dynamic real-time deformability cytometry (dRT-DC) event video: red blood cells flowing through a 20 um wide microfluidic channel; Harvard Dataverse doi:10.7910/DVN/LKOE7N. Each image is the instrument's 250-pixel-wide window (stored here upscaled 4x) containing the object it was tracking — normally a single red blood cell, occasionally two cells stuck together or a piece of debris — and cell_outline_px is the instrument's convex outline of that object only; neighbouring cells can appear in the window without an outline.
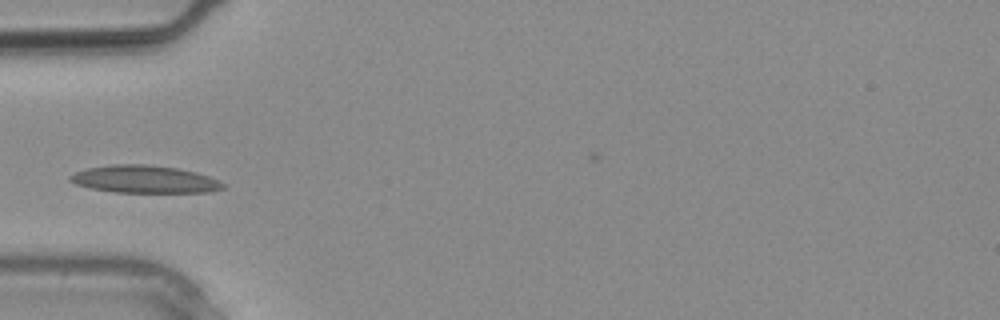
{"species": "common noctule bat (a hibernating species)", "species_latin": "Nyctalus noctula", "temperature_condition": "warm", "stored_images_in_passage": 12, "camera_frame_rate_fps": 3000, "um_per_image_px": 0.085, "animal": {"sex": "male", "body_mass_g": 20.4}, "frame": {"image": 1, "passage_image": 6, "time_ms": 1.667, "image_size_px": [1000, 320], "cell_outline_px": [[224, 188], [208, 192], [116, 192], [92, 188], [76, 184], [68, 180], [68, 176], [76, 172], [88, 168], [112, 164], [148, 164], [180, 168], [196, 172], [208, 176], [224, 184]], "centroid_in_image_um": [12.27, 15.22], "position_along_channel_um": 72.7, "area_um2": 24.39}}